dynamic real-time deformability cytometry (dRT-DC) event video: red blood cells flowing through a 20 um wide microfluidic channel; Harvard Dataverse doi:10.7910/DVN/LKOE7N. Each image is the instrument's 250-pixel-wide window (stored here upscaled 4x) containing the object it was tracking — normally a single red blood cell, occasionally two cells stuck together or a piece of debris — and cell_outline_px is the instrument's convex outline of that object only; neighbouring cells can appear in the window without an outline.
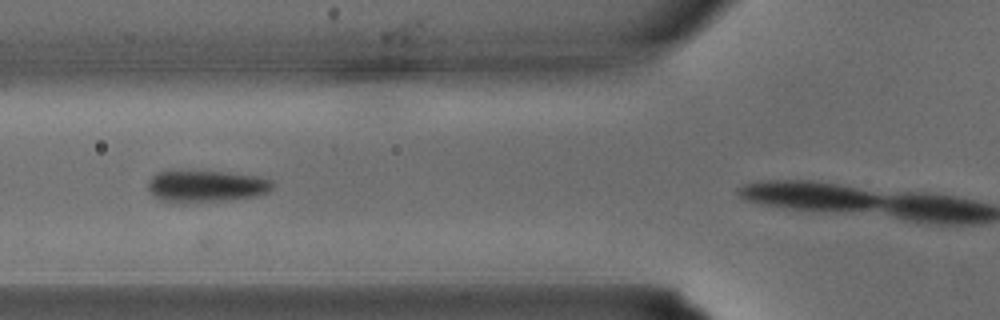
{"species": "common noctule bat (a hibernating species)", "species_latin": "Nyctalus noctula", "temperature_condition": "warm", "stored_images_in_passage": 11, "camera_frame_rate_fps": 3000, "um_per_image_px": 0.085, "animal": {"sex": "male", "body_mass_g": 15.6}, "frame": {"image": 1, "passage_image": 6, "time_ms": 1.667, "image_size_px": [1000, 320], "cell_outline_px": [[272, 188], [268, 192], [252, 196], [184, 204], [160, 200], [152, 196], [148, 192], [148, 180], [156, 172], [224, 172], [256, 176], [272, 180]], "centroid_in_image_um": [17.44, 15.84], "position_along_channel_um": 108.4, "area_um2": 22.77}}
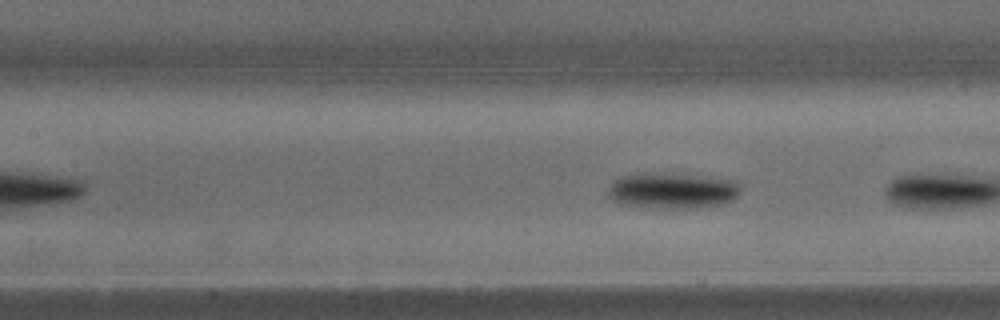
{"frame": {"image": 2, "passage_image": 11, "time_ms": 3.333, "image_size_px": [1000, 320], "cell_outline_px": [[740, 192], [732, 200], [720, 204], [704, 208], [648, 208], [620, 204], [612, 200], [608, 196], [608, 188], [620, 176], [704, 176], [736, 180], [740, 184]], "centroid_in_image_um": [57.21, 16.27], "position_along_channel_um": 150.2, "area_um2": 26.88}}